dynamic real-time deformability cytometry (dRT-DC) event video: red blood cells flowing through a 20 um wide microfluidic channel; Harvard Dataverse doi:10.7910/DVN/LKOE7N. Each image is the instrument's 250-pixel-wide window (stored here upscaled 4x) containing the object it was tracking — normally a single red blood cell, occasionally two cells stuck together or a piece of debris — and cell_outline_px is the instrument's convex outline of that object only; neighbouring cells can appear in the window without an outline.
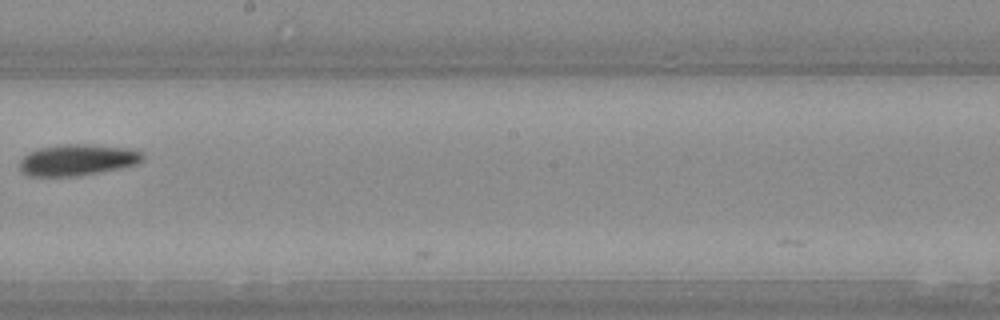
{"species": "Egyptian fruit bat (a non-hibernating species)", "species_latin": "Rousettus aegyptiacus", "temperature_condition": "warm", "stored_images_in_passage": 12, "camera_frame_rate_fps": 3000, "um_per_image_px": 0.085, "animal": {"sex": "female"}, "frame": {"image": 1, "passage_image": 9, "time_ms": 2.667, "image_size_px": [1000, 320], "cell_outline_px": [[144, 160], [136, 164], [76, 176], [28, 176], [20, 168], [20, 160], [28, 152], [40, 148], [60, 144], [88, 144], [136, 148], [144, 152]], "centroid_in_image_um": [6.62, 13.57], "position_along_channel_um": 241.6, "area_um2": 22.48}}